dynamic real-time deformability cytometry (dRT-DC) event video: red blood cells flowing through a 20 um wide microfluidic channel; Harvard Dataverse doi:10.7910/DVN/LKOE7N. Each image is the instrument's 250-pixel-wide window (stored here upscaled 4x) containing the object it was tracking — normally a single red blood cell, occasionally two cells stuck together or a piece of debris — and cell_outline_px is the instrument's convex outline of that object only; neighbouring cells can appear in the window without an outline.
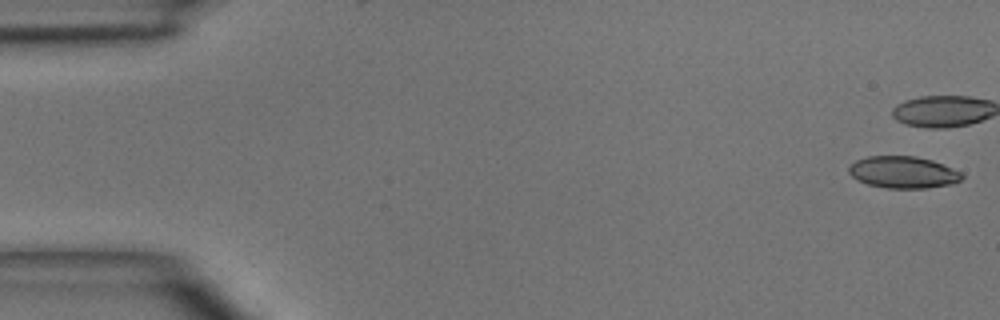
{"species": "common noctule bat (a hibernating species)", "species_latin": "Nyctalus noctula", "temperature_condition": "room temperature", "stored_images_in_passage": 4, "camera_frame_rate_fps": 3000, "um_per_image_px": 0.085, "animal": {"sex": "male", "body_mass_g": 15.6}, "frame": {"image": 1, "passage_image": 1, "time_ms": 0.0, "image_size_px": [1000, 320], "cell_outline_px": [[964, 176], [960, 180], [952, 184], [928, 188], [888, 188], [868, 184], [856, 180], [848, 172], [848, 168], [856, 160], [868, 156], [916, 156], [932, 160], [964, 172]], "centroid_in_image_um": [76.8, 14.64], "position_along_channel_um": 8.2, "area_um2": 21.15}}